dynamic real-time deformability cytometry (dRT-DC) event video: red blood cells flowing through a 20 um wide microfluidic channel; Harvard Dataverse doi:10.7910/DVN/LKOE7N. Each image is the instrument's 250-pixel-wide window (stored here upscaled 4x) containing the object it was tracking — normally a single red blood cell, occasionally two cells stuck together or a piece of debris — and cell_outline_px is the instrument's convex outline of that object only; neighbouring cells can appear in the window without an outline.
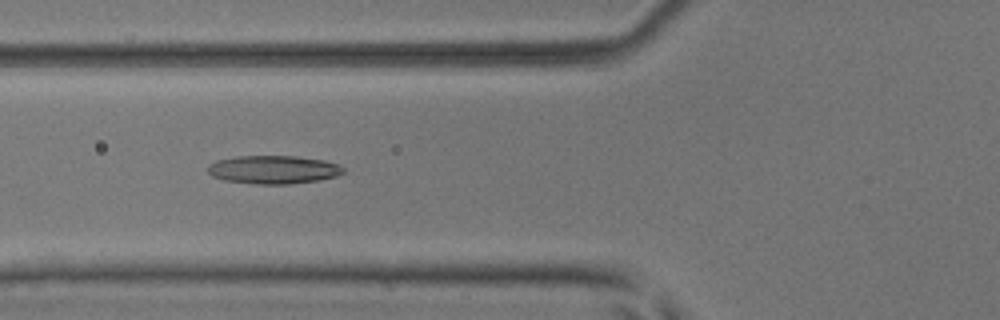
{"species": "common noctule bat (a hibernating species)", "species_latin": "Nyctalus noctula", "temperature_condition": "room temperature", "stored_images_in_passage": 48, "camera_frame_rate_fps": 3000, "um_per_image_px": 0.085, "animal": {"sex": "male", "body_mass_g": 17.9, "forearm_length_mm": 54.2}, "frame": {"image": 1, "passage_image": 17, "time_ms": 5.333, "image_size_px": [1000, 320], "cell_outline_px": [[344, 172], [336, 176], [320, 180], [288, 184], [256, 184], [224, 180], [212, 176], [208, 172], [208, 164], [216, 160], [236, 156], [296, 156], [324, 160], [336, 164], [344, 168]], "centroid_in_image_um": [23.22, 14.41], "position_along_channel_um": 102.6, "area_um2": 22.37}}
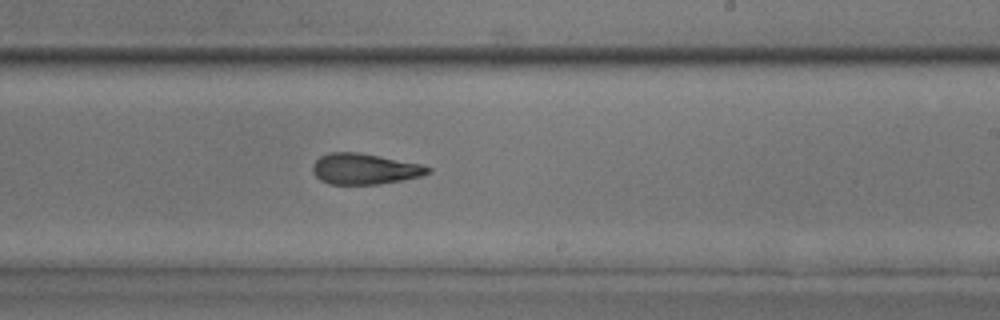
{"frame": {"image": 2, "passage_image": 29, "time_ms": 9.333, "image_size_px": [1000, 320], "cell_outline_px": [[432, 172], [420, 176], [404, 180], [380, 184], [328, 184], [320, 180], [312, 172], [312, 164], [320, 156], [328, 152], [360, 152], [420, 164], [432, 168]], "centroid_in_image_um": [30.97, 14.36], "position_along_channel_um": 258.0, "area_um2": 20.87}}
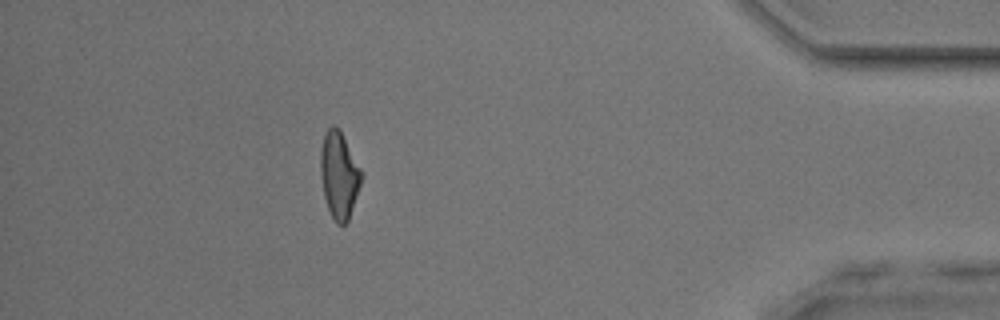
{"frame": {"image": 3, "passage_image": 44, "time_ms": 14.333, "image_size_px": [1000, 320], "cell_outline_px": [[364, 176], [348, 220], [344, 224], [336, 224], [328, 208], [324, 196], [320, 176], [320, 152], [324, 132], [332, 124], [336, 124], [340, 128]], "centroid_in_image_um": [28.82, 14.83], "position_along_channel_um": 406.4, "area_um2": 20.87}, "authors_computed_cell_mechanics": {"area_um2": 21.1259, "velocity_mm_per_s": 3.8932, "shape_relaxation_time_tau1_ms": null, "shape_relaxation_time_tau2_ms": 3.7107, "deformation_change_tau1": null, "deformation_change_tau2": 0.1378}}